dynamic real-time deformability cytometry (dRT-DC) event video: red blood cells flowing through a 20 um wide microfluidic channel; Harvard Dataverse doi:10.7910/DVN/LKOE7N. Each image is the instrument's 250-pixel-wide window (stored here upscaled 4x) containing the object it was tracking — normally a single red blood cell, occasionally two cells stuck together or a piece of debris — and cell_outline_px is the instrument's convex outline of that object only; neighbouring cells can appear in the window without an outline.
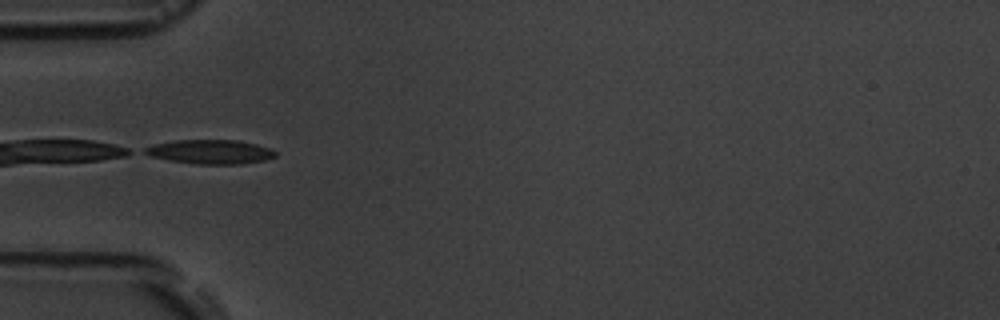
{"species": "common noctule bat (a hibernating species)", "species_latin": "Nyctalus noctula", "temperature_condition": "room temperature", "stored_images_in_passage": 13, "camera_frame_rate_fps": 3000, "um_per_image_px": 0.085, "animal": {"sex": "male", "body_mass_g": 19.5, "forearm_length_mm": 54.6}, "frame": {"image": 1, "passage_image": 3, "time_ms": 2.333, "image_size_px": [1000, 320], "cell_outline_px": [[276, 156], [264, 160], [240, 164], [196, 164], [168, 160], [152, 156], [144, 152], [144, 148], [156, 144], [176, 140], [236, 140], [256, 144], [268, 148], [276, 152]], "centroid_in_image_um": [17.89, 12.9], "position_along_channel_um": 67.1, "area_um2": 18.15}}
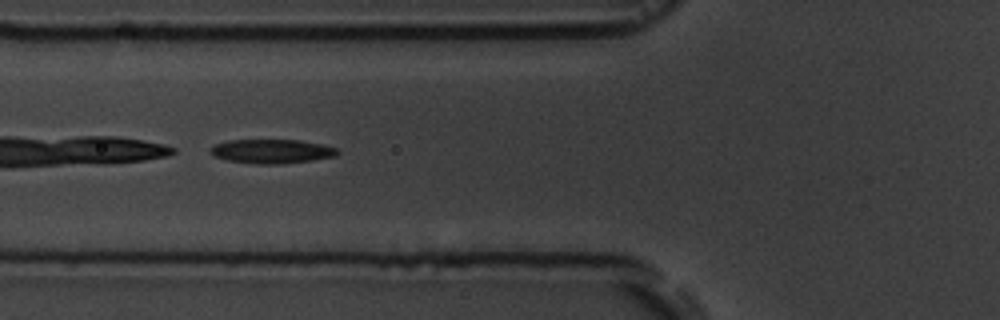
{"frame": {"image": 2, "passage_image": 4, "time_ms": 3.333, "image_size_px": [1000, 320], "cell_outline_px": [[340, 152], [336, 156], [312, 160], [280, 164], [256, 164], [228, 160], [216, 156], [208, 152], [208, 148], [216, 144], [228, 140], [300, 140], [324, 144], [336, 148]], "centroid_in_image_um": [23.11, 12.85], "position_along_channel_um": 102.7, "area_um2": 17.92}, "authors_computed_cell_mechanics": {"area_um2": 18.8428, "velocity_mm_per_s": 3.614, "shape_relaxation_time_tau1_ms": 2.7534, "shape_relaxation_time_tau2_ms": null, "deformation_change_tau1": 0.1065, "deformation_change_tau2": null}}